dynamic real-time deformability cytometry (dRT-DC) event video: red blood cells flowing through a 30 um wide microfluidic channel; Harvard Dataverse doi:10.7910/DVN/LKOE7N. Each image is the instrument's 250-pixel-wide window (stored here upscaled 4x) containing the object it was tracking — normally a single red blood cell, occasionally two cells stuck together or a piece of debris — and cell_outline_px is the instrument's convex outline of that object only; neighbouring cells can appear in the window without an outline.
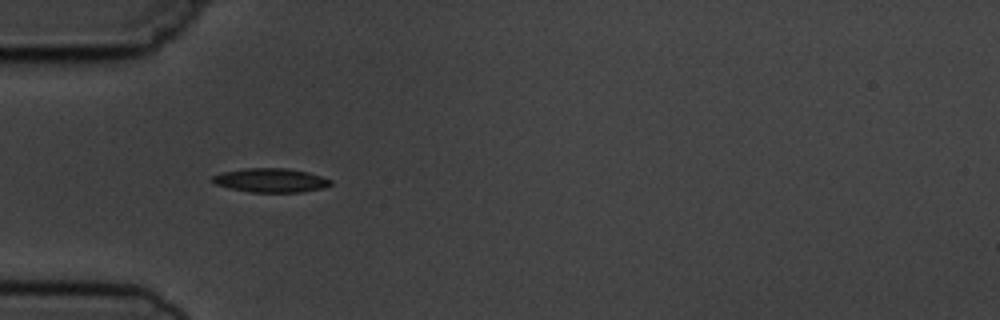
{"species": "common noctule bat (a hibernating species)", "species_latin": "Nyctalus noctula", "temperature_condition": "cold", "stored_images_in_passage": 5, "camera_frame_rate_fps": 3000, "um_per_image_px": 0.085, "animal": {"sex": "male", "body_mass_g": 19.5, "forearm_length_mm": 54.6}, "frame": {"image": 1, "passage_image": 4, "time_ms": 4.333, "image_size_px": [1000, 320], "cell_outline_px": [[332, 184], [324, 188], [300, 192], [248, 192], [228, 188], [216, 184], [212, 180], [212, 176], [224, 172], [244, 168], [288, 168], [308, 172], [332, 180]], "centroid_in_image_um": [23.03, 15.33], "position_along_channel_um": 62.0, "area_um2": 16.53}}
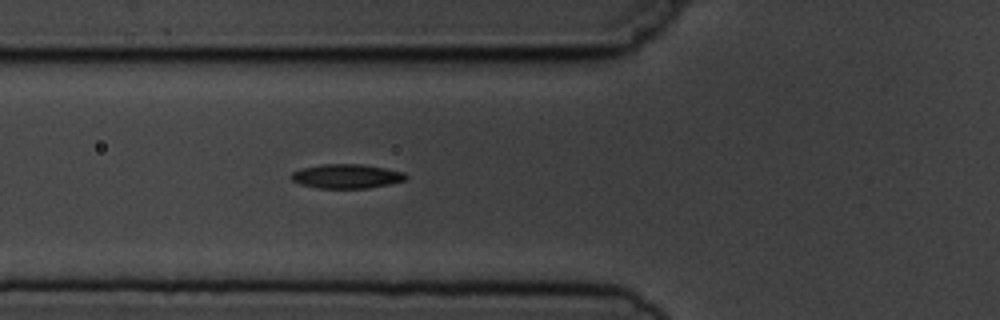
{"frame": {"image": 2, "passage_image": 5, "time_ms": 5.333, "image_size_px": [1000, 320], "cell_outline_px": [[408, 176], [404, 180], [388, 184], [368, 188], [320, 188], [300, 184], [292, 180], [292, 172], [300, 168], [320, 164], [364, 164], [404, 172]], "centroid_in_image_um": [29.44, 14.97], "position_along_channel_um": 96.4, "area_um2": 16.13}}